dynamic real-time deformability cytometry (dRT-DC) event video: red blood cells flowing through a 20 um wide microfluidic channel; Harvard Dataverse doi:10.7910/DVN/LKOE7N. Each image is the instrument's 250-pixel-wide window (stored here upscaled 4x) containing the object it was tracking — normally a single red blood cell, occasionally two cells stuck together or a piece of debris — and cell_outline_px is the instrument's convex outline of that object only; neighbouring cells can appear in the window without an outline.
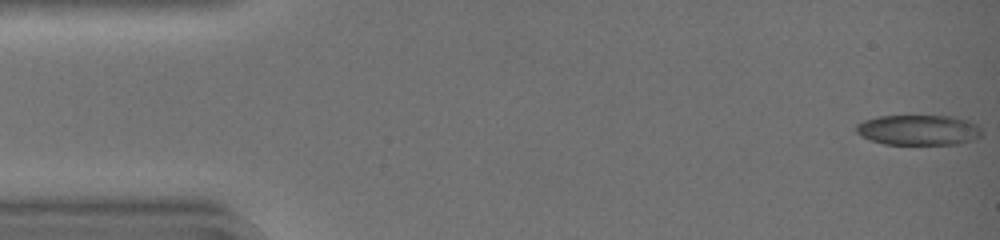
{"species": "common noctule bat (a hibernating species)", "species_latin": "Nyctalus noctula", "temperature_condition": "warm", "stored_images_in_passage": 44, "camera_frame_rate_fps": 3000, "um_per_image_px": 0.085, "animal": {"sex": "female", "body_mass_g": 19.0, "forearm_length_mm": 51.5}, "frame": {"image": 1, "passage_image": 1, "time_ms": 0.0, "image_size_px": [1000, 240], "cell_outline_px": [[980, 136], [976, 140], [960, 144], [884, 144], [860, 136], [856, 132], [856, 124], [864, 120], [876, 116], [952, 116], [968, 120], [976, 124], [980, 128]], "centroid_in_image_um": [78.07, 11.05], "position_along_channel_um": 6.9, "area_um2": 22.31}}
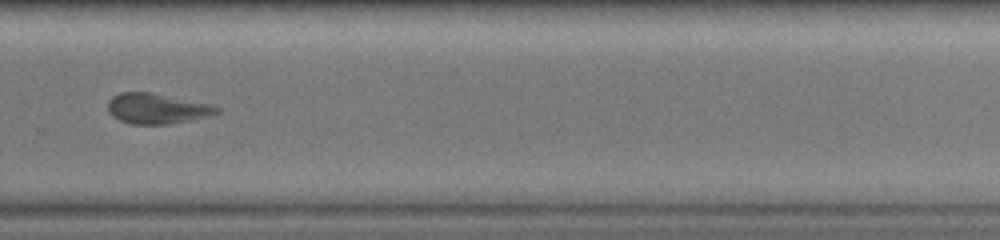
{"frame": {"image": 2, "passage_image": 31, "time_ms": 10.0, "image_size_px": [1000, 240], "cell_outline_px": [[220, 112], [208, 116], [192, 120], [168, 124], [132, 124], [120, 120], [112, 116], [108, 112], [108, 100], [112, 96], [120, 92], [152, 92], [212, 104], [220, 108]], "centroid_in_image_um": [13.34, 9.22], "position_along_channel_um": 316.5, "area_um2": 19.48}}
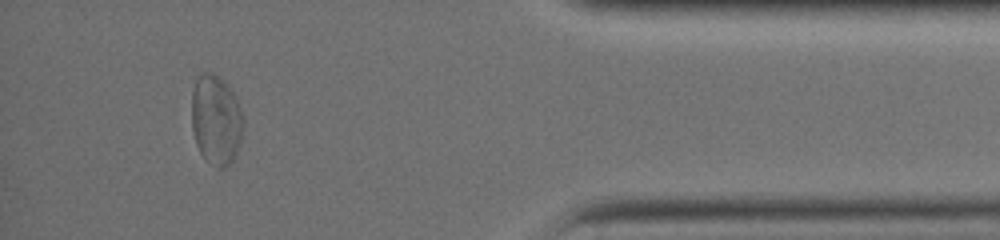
{"frame": {"image": 3, "passage_image": 40, "time_ms": 13.0, "image_size_px": [1000, 240], "cell_outline_px": [[244, 128], [236, 152], [232, 160], [224, 168], [216, 168], [200, 152], [196, 144], [192, 128], [192, 92], [196, 76], [204, 72], [212, 72], [220, 76], [224, 80], [236, 96], [240, 104], [244, 116]], "centroid_in_image_um": [18.38, 10.13], "position_along_channel_um": 416.8, "area_um2": 27.4}, "authors_computed_cell_mechanics": {"area_um2": 20.5768, "velocity_mm_per_s": 4.4207, "shape_relaxation_time_tau1_ms": 4.1765, "shape_relaxation_time_tau2_ms": 3.0501, "deformation_change_tau1": 0.1529, "deformation_change_tau2": 0.0944}}